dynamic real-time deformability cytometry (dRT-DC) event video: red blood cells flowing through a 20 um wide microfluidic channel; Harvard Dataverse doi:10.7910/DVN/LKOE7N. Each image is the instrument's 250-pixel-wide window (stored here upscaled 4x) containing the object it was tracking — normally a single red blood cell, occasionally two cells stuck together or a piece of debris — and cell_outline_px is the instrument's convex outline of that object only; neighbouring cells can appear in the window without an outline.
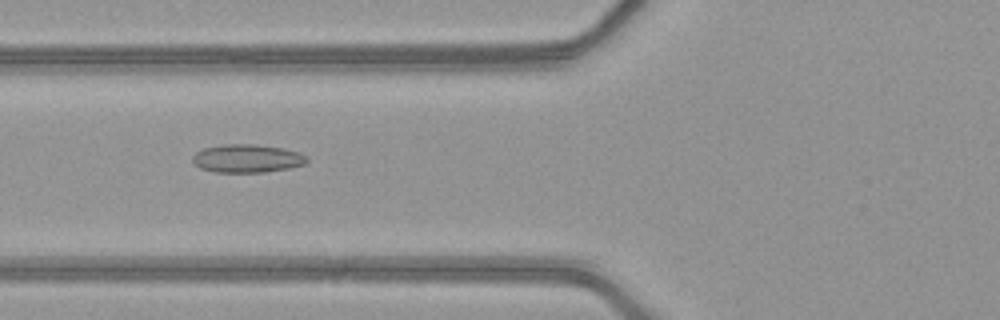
{"species": "common noctule bat (a hibernating species)", "species_latin": "Nyctalus noctula", "temperature_condition": "warm", "stored_images_in_passage": 37, "camera_frame_rate_fps": 3000, "um_per_image_px": 0.085, "animal": {"sex": "female", "body_mass_g": 21.9}, "frame": {"image": 1, "passage_image": 7, "time_ms": 2.0, "image_size_px": [1000, 320], "cell_outline_px": [[308, 160], [304, 164], [288, 168], [264, 172], [216, 172], [200, 168], [192, 164], [192, 156], [196, 152], [204, 148], [224, 144], [256, 144], [284, 148], [308, 156]], "centroid_in_image_um": [20.97, 13.46], "position_along_channel_um": 104.8, "area_um2": 18.84}}
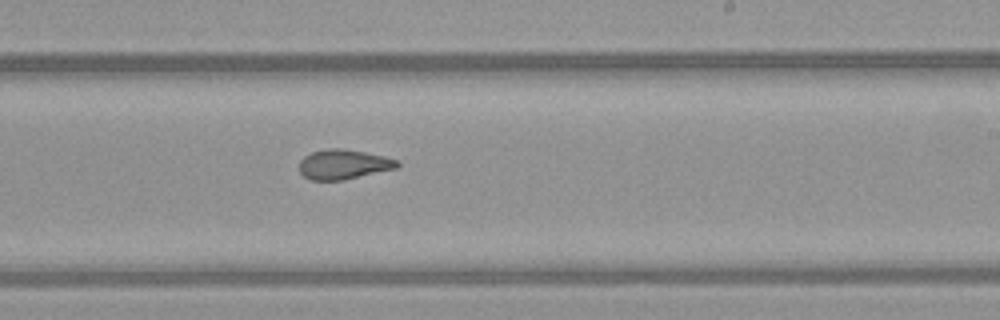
{"frame": {"image": 2, "passage_image": 18, "time_ms": 5.667, "image_size_px": [1000, 320], "cell_outline_px": [[400, 164], [396, 168], [344, 180], [312, 180], [304, 176], [300, 172], [300, 160], [304, 156], [312, 152], [328, 148], [340, 148], [364, 152], [384, 156], [396, 160]], "centroid_in_image_um": [29.18, 13.97], "position_along_channel_um": 259.8, "area_um2": 16.82}}
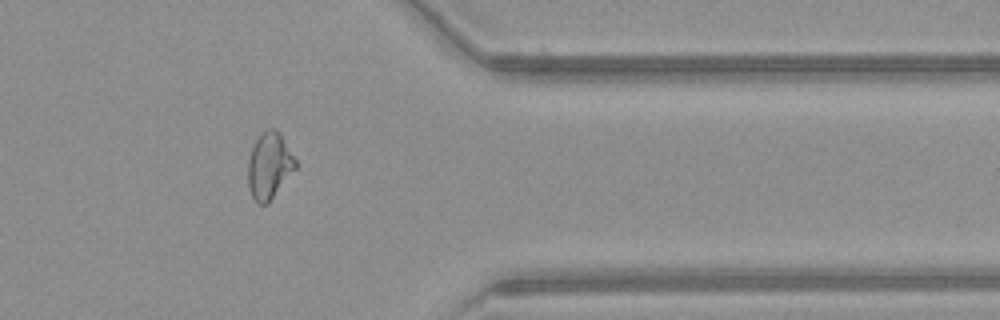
{"frame": {"image": 3, "passage_image": 28, "time_ms": 9.0, "image_size_px": [1000, 320], "cell_outline_px": [[296, 168], [268, 204], [260, 204], [252, 196], [248, 184], [248, 160], [252, 148], [256, 140], [268, 128], [272, 128], [280, 132], [296, 160]], "centroid_in_image_um": [22.9, 14.09], "position_along_channel_um": 388.5, "area_um2": 18.15}, "authors_computed_cell_mechanics": {"area_um2": 18.0336, "velocity_mm_per_s": 4.2104, "shape_relaxation_time_tau1_ms": null, "shape_relaxation_time_tau2_ms": 1.4881, "deformation_change_tau1": null, "deformation_change_tau2": 0.0755}}